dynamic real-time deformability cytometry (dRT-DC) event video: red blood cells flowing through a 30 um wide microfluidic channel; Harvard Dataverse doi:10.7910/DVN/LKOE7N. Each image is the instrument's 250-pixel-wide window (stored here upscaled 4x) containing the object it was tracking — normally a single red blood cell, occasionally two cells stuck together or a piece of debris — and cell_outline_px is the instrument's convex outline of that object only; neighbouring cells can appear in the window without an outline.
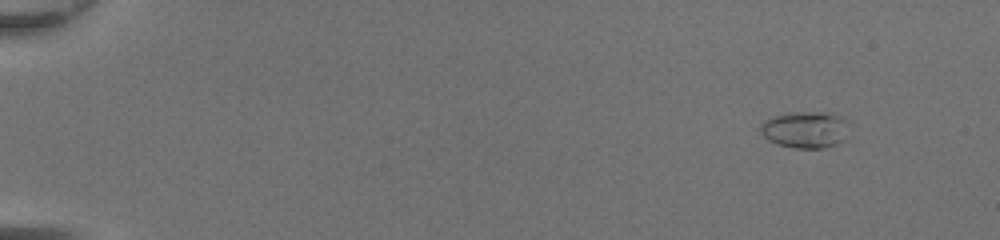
{"species": "common noctule bat (a hibernating species)", "species_latin": "Nyctalus noctula", "temperature_condition": "room temperature", "stored_images_in_passage": 45, "camera_frame_rate_fps": 3000, "um_per_image_px": 0.085, "animal": {"sex": "female", "body_mass_g": 20.0, "forearm_length_mm": 54.0}, "frame": {"image": 1, "passage_image": 1, "time_ms": 0.0, "image_size_px": [1000, 240], "cell_outline_px": [[844, 140], [836, 144], [820, 148], [796, 148], [776, 144], [768, 140], [760, 132], [760, 124], [764, 120], [772, 116], [784, 112], [832, 112], [844, 116]], "centroid_in_image_um": [68.37, 10.99], "position_along_channel_um": 16.6, "area_um2": 18.96}}
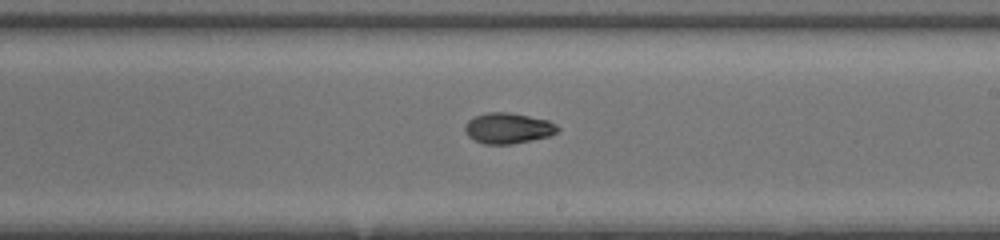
{"frame": {"image": 2, "passage_image": 27, "time_ms": 8.667, "image_size_px": [1000, 240], "cell_outline_px": [[560, 128], [556, 132], [548, 136], [532, 140], [512, 144], [484, 144], [468, 136], [464, 132], [464, 124], [472, 116], [484, 112], [508, 112], [548, 120], [556, 124]], "centroid_in_image_um": [43.13, 10.88], "position_along_channel_um": 245.9, "area_um2": 16.7}}
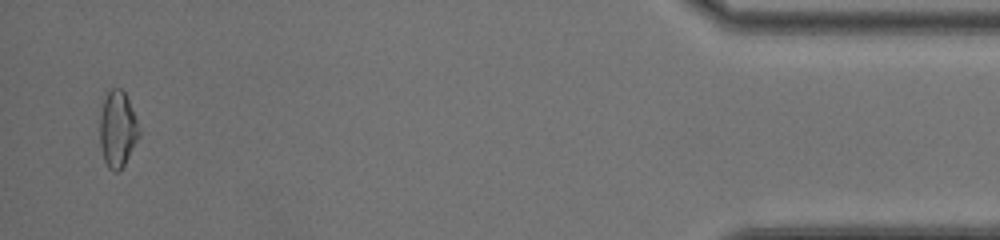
{"frame": {"image": 3, "passage_image": 44, "time_ms": 14.333, "image_size_px": [1000, 240], "cell_outline_px": [[140, 136], [124, 164], [116, 172], [112, 172], [108, 168], [104, 160], [100, 148], [100, 116], [104, 100], [108, 92], [112, 88], [120, 88], [124, 92], [128, 100], [136, 120], [140, 132]], "centroid_in_image_um": [9.98, 11.01], "position_along_channel_um": 425.2, "area_um2": 17.17}, "authors_computed_cell_mechanics": {"area_um2": 16.762, "velocity_mm_per_s": 4.4153, "shape_relaxation_time_tau1_ms": 7.9733, "shape_relaxation_time_tau2_ms": null, "deformation_change_tau1": 0.2035, "deformation_change_tau2": null}}